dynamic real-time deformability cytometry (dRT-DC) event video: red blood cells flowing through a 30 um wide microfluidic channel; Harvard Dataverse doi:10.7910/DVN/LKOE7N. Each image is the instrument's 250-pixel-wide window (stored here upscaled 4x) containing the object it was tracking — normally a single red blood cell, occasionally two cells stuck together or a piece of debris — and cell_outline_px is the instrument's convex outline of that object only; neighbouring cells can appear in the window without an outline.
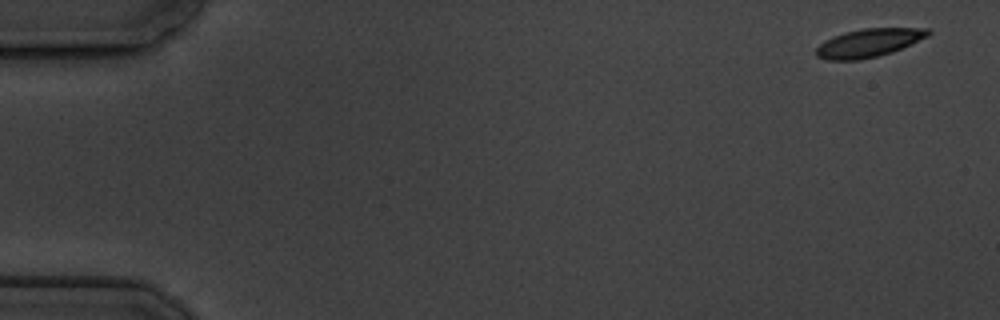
{"species": "common noctule bat (a hibernating species)", "species_latin": "Nyctalus noctula", "temperature_condition": "cold", "stored_images_in_passage": 6, "camera_frame_rate_fps": 3000, "um_per_image_px": 0.085, "animal": {"sex": "male", "body_mass_g": 19.5, "forearm_length_mm": 54.6}, "frame": {"image": 1, "passage_image": 1, "time_ms": 0.0, "image_size_px": [1000, 320], "cell_outline_px": [[932, 32], [928, 36], [892, 52], [880, 56], [860, 60], [828, 60], [816, 56], [816, 48], [824, 40], [832, 36], [844, 32], [864, 28], [928, 28]], "centroid_in_image_um": [73.82, 3.64], "position_along_channel_um": 11.2, "area_um2": 18.55}}
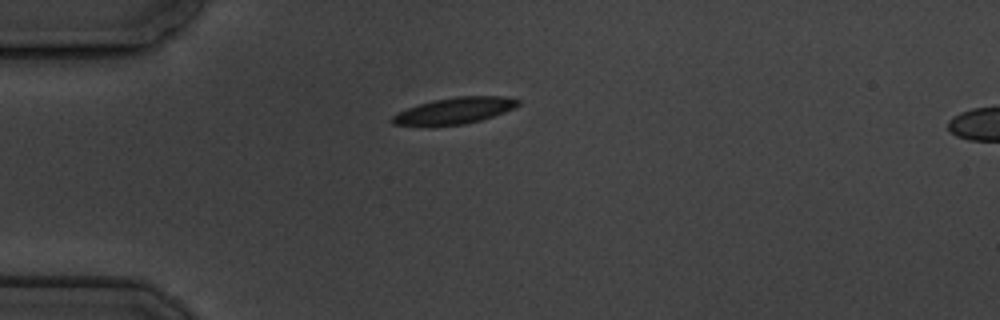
{"frame": {"image": 2, "passage_image": 5, "time_ms": 4.333, "image_size_px": [1000, 320], "cell_outline_px": [[520, 104], [516, 108], [480, 120], [464, 124], [428, 128], [424, 128], [392, 124], [388, 120], [392, 116], [408, 108], [432, 100], [456, 96], [508, 96], [520, 100]], "centroid_in_image_um": [38.58, 9.44], "position_along_channel_um": 46.4, "area_um2": 20.0}}